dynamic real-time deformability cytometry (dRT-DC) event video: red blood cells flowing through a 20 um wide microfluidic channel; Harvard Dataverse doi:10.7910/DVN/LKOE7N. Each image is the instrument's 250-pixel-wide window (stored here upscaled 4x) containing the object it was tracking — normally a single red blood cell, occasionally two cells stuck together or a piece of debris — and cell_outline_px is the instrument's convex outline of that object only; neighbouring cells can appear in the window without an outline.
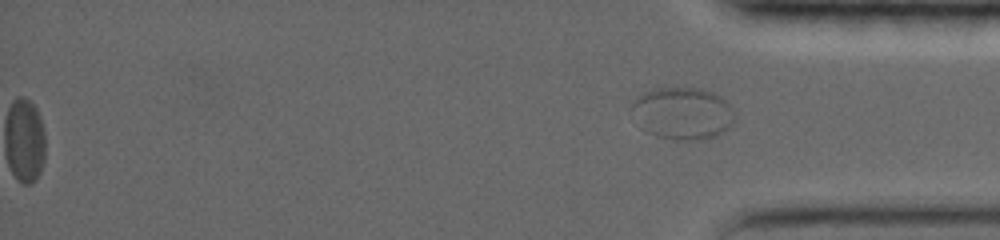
{"species": "common noctule bat (a hibernating species)", "species_latin": "Nyctalus noctula", "temperature_condition": "warm", "stored_images_in_passage": 52, "segment_of_instrument_passage": [2, 2], "camera_frame_rate_fps": 5000, "um_per_image_px": 0.085, "animal": {"sex": "female", "body_mass_g": 19.0, "forearm_length_mm": 56.7}, "frame": {"image": 1, "passage_image": 52, "time_ms": 19.0, "image_size_px": [1000, 240], "cell_outline_px": [[736, 116], [732, 124], [724, 132], [708, 140], [672, 140], [656, 136], [644, 132], [640, 128], [632, 108], [632, 104], [636, 96], [652, 88], [700, 88], [712, 92], [728, 100]], "centroid_in_image_um": [58.04, 9.65], "position_along_channel_um": 377.2, "area_um2": 31.96}}